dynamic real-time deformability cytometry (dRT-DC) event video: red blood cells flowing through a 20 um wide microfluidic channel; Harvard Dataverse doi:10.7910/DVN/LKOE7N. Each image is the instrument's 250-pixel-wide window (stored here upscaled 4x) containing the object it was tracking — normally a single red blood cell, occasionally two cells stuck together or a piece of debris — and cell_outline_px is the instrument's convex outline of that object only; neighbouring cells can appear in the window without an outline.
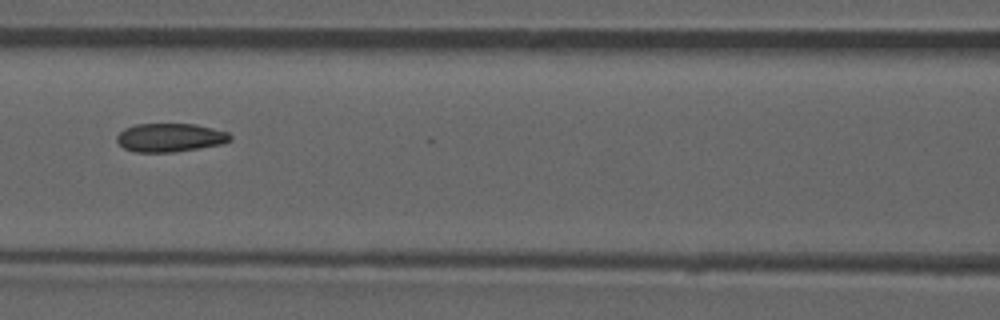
{"species": "common noctule bat (a hibernating species)", "species_latin": "Nyctalus noctula", "temperature_condition": "room temperature", "stored_images_in_passage": 52, "camera_frame_rate_fps": 3000, "um_per_image_px": 0.085, "animal": {"sex": "male", "forearm_length_mm": 52.5}, "frame": {"image": 1, "passage_image": 23, "time_ms": 7.333, "image_size_px": [1000, 320], "cell_outline_px": [[232, 140], [220, 144], [172, 152], [136, 152], [124, 148], [116, 140], [116, 136], [124, 128], [136, 124], [196, 124], [228, 132], [232, 136]], "centroid_in_image_um": [14.44, 11.68], "position_along_channel_um": 152.2, "area_um2": 18.73}, "authors_computed_cell_mechanics": {"area_um2": 19.6809, "velocity_mm_per_s": 3.8644, "shape_relaxation_time_tau1_ms": 8.367, "shape_relaxation_time_tau2_ms": 5.5036, "deformation_change_tau1": 0.0972, "deformation_change_tau2": 0.1617}}